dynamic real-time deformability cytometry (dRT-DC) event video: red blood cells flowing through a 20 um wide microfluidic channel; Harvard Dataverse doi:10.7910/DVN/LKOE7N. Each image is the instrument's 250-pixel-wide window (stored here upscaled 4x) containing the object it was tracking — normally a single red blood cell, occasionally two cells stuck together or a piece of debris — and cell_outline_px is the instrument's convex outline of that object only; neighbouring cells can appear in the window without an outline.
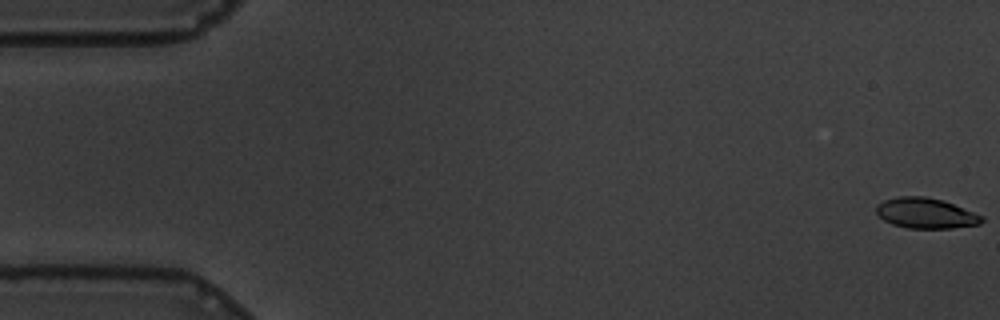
{"species": "common noctule bat (a hibernating species)", "species_latin": "Nyctalus noctula", "temperature_condition": "warm", "stored_images_in_passage": 59, "camera_frame_rate_fps": 3000, "um_per_image_px": 0.085, "animal": {"sex": "male", "body_mass_g": 19.5, "forearm_length_mm": 54.6}, "frame": {"image": 1, "passage_image": 1, "time_ms": 0.0, "image_size_px": [1000, 320], "cell_outline_px": [[984, 220], [980, 224], [952, 228], [908, 228], [892, 224], [884, 220], [876, 212], [876, 204], [884, 200], [896, 196], [924, 196], [944, 200], [984, 216]], "centroid_in_image_um": [78.69, 18.11], "position_along_channel_um": 6.3, "area_um2": 18.84}}
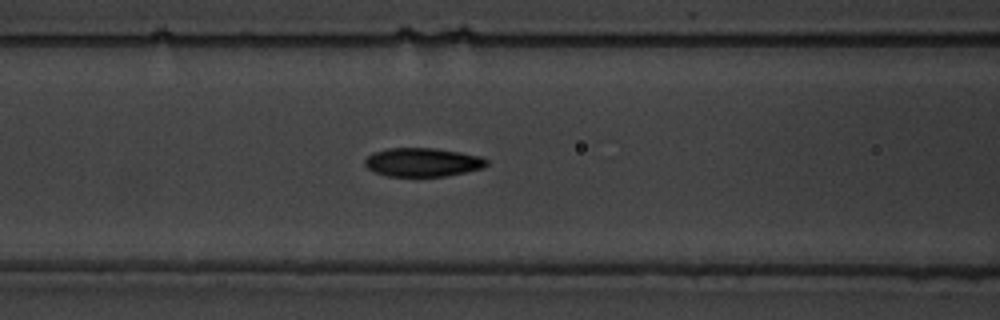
{"frame": {"image": 2, "passage_image": 24, "time_ms": 7.667, "image_size_px": [1000, 320], "cell_outline_px": [[488, 164], [484, 168], [444, 176], [388, 176], [376, 172], [368, 168], [364, 164], [364, 160], [372, 152], [388, 148], [432, 148], [460, 152], [480, 156], [488, 160]], "centroid_in_image_um": [35.92, 13.78], "position_along_channel_um": 130.7, "area_um2": 20.29}}
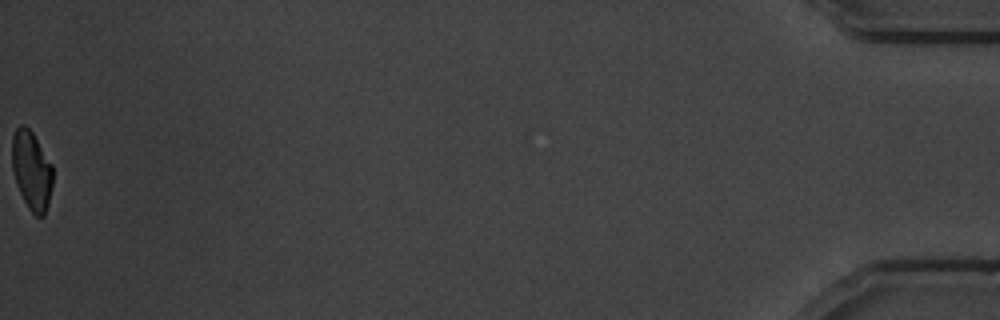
{"frame": {"image": 3, "passage_image": 59, "time_ms": 19.333, "image_size_px": [1000, 320], "cell_outline_px": [[52, 188], [48, 204], [44, 216], [36, 216], [28, 208], [16, 184], [12, 168], [12, 136], [16, 128], [20, 124], [24, 124], [32, 132], [52, 164]], "centroid_in_image_um": [2.68, 14.48], "position_along_channel_um": 432.5, "area_um2": 18.73}, "authors_computed_cell_mechanics": {"area_um2": 20.0566, "velocity_mm_per_s": 3.4778, "shape_relaxation_time_tau1_ms": 3.9757, "shape_relaxation_time_tau2_ms": 2.3981, "deformation_change_tau1": 0.1737, "deformation_change_tau2": 0.0814}}